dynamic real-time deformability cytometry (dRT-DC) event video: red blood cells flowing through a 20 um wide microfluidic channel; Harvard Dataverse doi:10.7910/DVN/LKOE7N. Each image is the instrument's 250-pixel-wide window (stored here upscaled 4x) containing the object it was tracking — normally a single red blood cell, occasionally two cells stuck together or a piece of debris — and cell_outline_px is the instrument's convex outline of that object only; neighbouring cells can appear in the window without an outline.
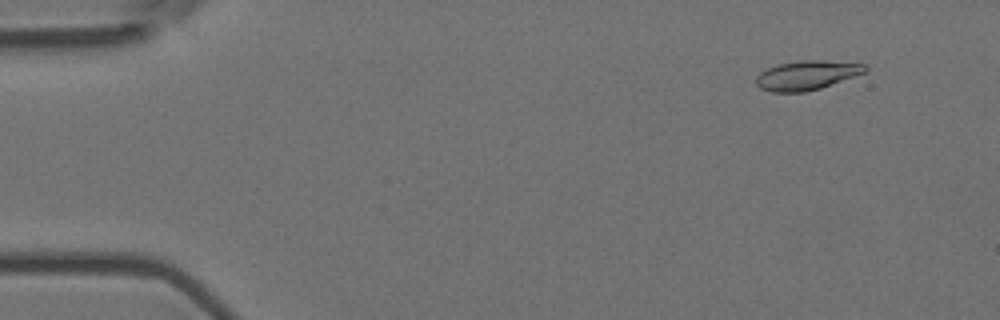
{"species": "Egyptian fruit bat (a non-hibernating species)", "species_latin": "Rousettus aegyptiacus", "temperature_condition": "room temperature", "stored_images_in_passage": 5, "camera_frame_rate_fps": 3000, "um_per_image_px": 0.085, "animal": {"sex": "female"}, "frame": {"image": 1, "passage_image": 2, "time_ms": 0.333, "image_size_px": [1000, 320], "cell_outline_px": [[868, 68], [864, 72], [820, 88], [804, 92], [772, 92], [760, 88], [756, 84], [756, 76], [760, 72], [768, 68], [780, 64], [800, 60], [820, 60], [864, 64]], "centroid_in_image_um": [68.53, 6.4], "position_along_channel_um": 16.5, "area_um2": 18.26}}
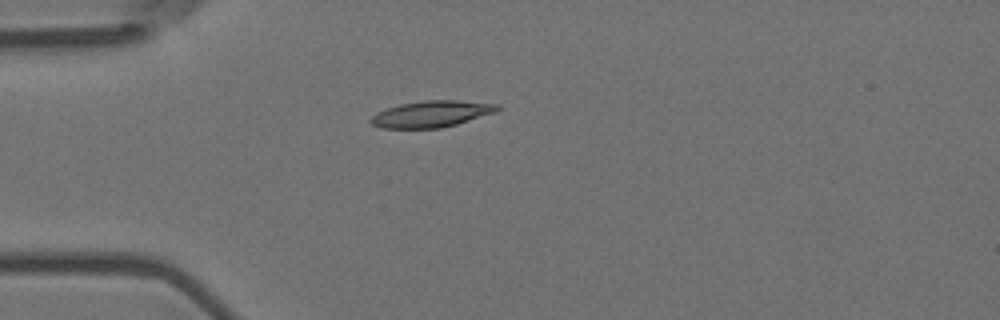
{"frame": {"image": 2, "passage_image": 5, "time_ms": 1.333, "image_size_px": [1000, 320], "cell_outline_px": [[500, 108], [496, 112], [456, 124], [440, 128], [380, 128], [372, 124], [368, 120], [376, 112], [400, 104], [424, 100], [456, 100], [500, 104]], "centroid_in_image_um": [36.67, 9.68], "position_along_channel_um": 48.3, "area_um2": 19.48}}